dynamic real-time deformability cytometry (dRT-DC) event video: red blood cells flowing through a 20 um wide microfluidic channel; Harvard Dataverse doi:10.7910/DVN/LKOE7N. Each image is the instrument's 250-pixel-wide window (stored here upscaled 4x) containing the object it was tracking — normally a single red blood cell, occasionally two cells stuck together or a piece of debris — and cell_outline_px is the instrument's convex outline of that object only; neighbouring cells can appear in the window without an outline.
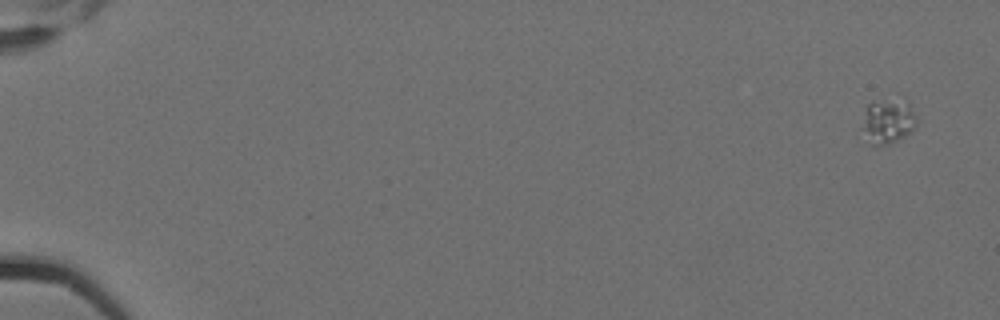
{"species": "Egyptian fruit bat (a non-hibernating species)", "species_latin": "Rousettus aegyptiacus", "temperature_condition": "cold", "stored_images_in_passage": 7, "camera_frame_rate_fps": 3000, "um_per_image_px": 0.085, "animal": {"sex": "female"}, "frame": {"image": 1, "passage_image": 1, "time_ms": 0.0, "image_size_px": [1000, 320], "cell_outline_px": [[916, 120], [912, 132], [888, 144], [872, 144], [860, 128], [868, 104], [908, 104], [916, 116]], "centroid_in_image_um": [75.45, 10.42], "position_along_channel_um": 9.6, "area_um2": 12.89}}